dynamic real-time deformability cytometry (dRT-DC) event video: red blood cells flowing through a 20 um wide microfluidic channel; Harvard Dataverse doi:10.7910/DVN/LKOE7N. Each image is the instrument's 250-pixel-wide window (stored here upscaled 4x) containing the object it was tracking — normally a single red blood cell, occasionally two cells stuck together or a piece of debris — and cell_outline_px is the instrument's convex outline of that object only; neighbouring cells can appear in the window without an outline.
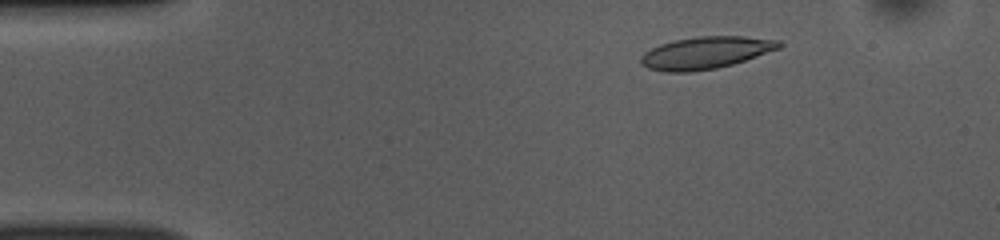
{"species": "common noctule bat (a hibernating species)", "species_latin": "Nyctalus noctula", "temperature_condition": "room temperature", "stored_images_in_passage": 51, "camera_frame_rate_fps": 3000, "um_per_image_px": 0.085, "animal": {"sex": "female", "body_mass_g": 10.0, "forearm_length_mm": 53.1}, "frame": {"image": 1, "passage_image": 7, "time_ms": 2.0, "image_size_px": [1000, 240], "cell_outline_px": [[784, 44], [780, 48], [732, 64], [716, 68], [692, 72], [664, 72], [648, 68], [640, 64], [640, 56], [644, 52], [660, 44], [676, 40], [700, 36], [744, 36], [780, 40]], "centroid_in_image_um": [59.97, 4.48], "position_along_channel_um": 25.0, "area_um2": 25.89}}
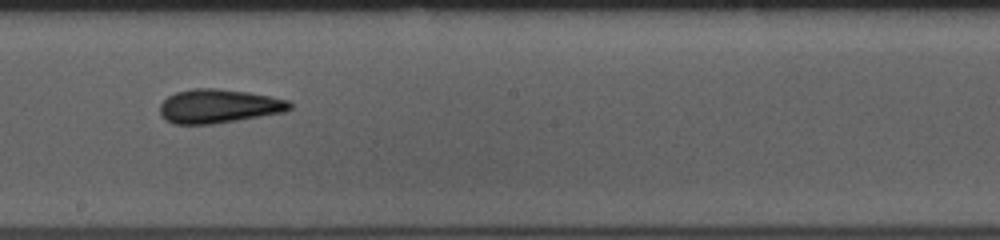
{"frame": {"image": 2, "passage_image": 28, "time_ms": 9.0, "image_size_px": [1000, 240], "cell_outline_px": [[292, 108], [284, 112], [212, 124], [172, 124], [164, 120], [160, 116], [160, 104], [168, 96], [176, 92], [192, 88], [216, 88], [248, 92], [288, 100], [292, 104]], "centroid_in_image_um": [18.54, 9.02], "position_along_channel_um": 229.7, "area_um2": 25.66}}
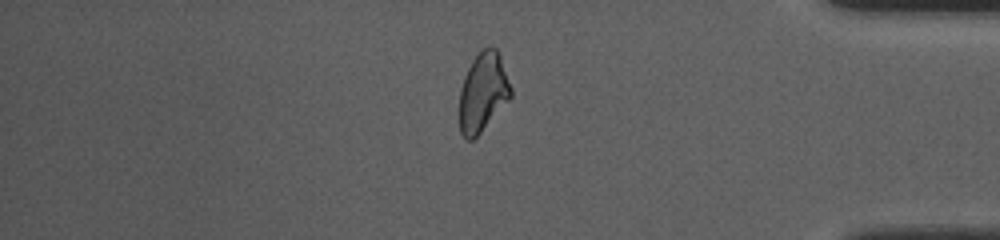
{"frame": {"image": 3, "passage_image": 43, "time_ms": 14.0, "image_size_px": [1000, 240], "cell_outline_px": [[512, 96], [480, 132], [472, 140], [464, 140], [460, 132], [460, 88], [464, 76], [472, 60], [480, 48], [496, 48], [500, 56], [512, 88]], "centroid_in_image_um": [41.04, 7.83], "position_along_channel_um": 394.2, "area_um2": 23.52}, "authors_computed_cell_mechanics": {"area_um2": 25.3742, "velocity_mm_per_s": 3.8504, "shape_relaxation_time_tau1_ms": 4.0247, "shape_relaxation_time_tau2_ms": 2.7304, "deformation_change_tau1": 0.1279, "deformation_change_tau2": 0.1072}}